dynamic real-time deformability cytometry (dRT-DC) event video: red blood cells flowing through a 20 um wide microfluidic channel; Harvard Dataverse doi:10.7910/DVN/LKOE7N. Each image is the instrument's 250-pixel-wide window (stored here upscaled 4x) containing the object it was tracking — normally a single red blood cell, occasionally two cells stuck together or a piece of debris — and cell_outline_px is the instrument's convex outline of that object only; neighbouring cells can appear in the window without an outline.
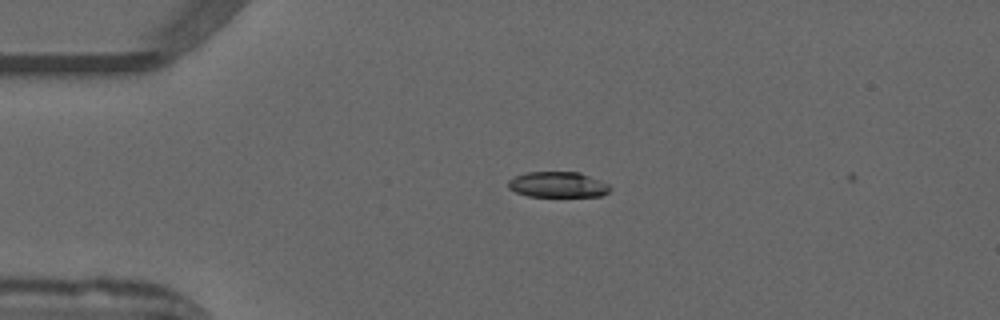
{"species": "common noctule bat (a hibernating species)", "species_latin": "Nyctalus noctula", "temperature_condition": "warm", "stored_images_in_passage": 4, "camera_frame_rate_fps": 3000, "um_per_image_px": 0.085, "animal": {"sex": "male", "forearm_length_mm": 52.5}, "frame": {"image": 1, "passage_image": 3, "time_ms": 0.667, "image_size_px": [1000, 320], "cell_outline_px": [[612, 188], [608, 192], [600, 196], [528, 196], [516, 192], [508, 188], [508, 180], [524, 172], [580, 172], [608, 184]], "centroid_in_image_um": [47.4, 15.69], "position_along_channel_um": 37.6, "area_um2": 15.14}}